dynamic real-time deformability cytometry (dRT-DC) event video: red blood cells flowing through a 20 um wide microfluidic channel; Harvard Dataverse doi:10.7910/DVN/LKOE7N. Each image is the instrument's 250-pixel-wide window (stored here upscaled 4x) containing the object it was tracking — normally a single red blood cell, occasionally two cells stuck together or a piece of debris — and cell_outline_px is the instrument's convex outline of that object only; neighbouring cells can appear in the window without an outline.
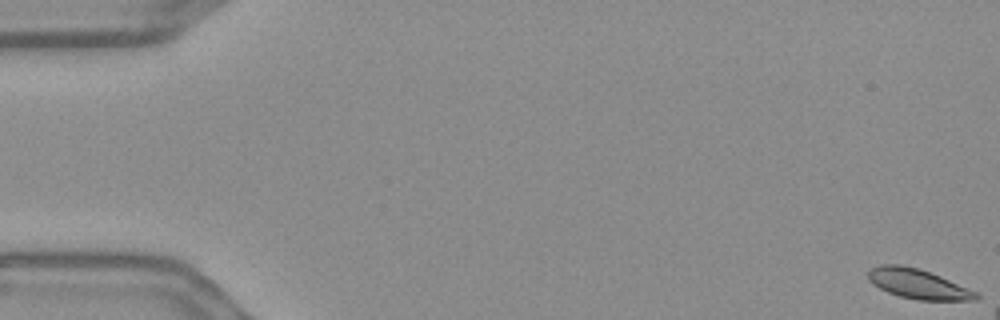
{"species": "Egyptian fruit bat (a non-hibernating species)", "species_latin": "Rousettus aegyptiacus", "temperature_condition": "warm", "stored_images_in_passage": 13, "camera_frame_rate_fps": 3000, "um_per_image_px": 0.085, "frame": {"image": 1, "passage_image": 1, "time_ms": 0.0, "image_size_px": [1000, 320], "cell_outline_px": [[980, 296], [976, 300], [916, 300], [900, 296], [888, 292], [872, 284], [868, 280], [868, 268], [880, 264], [900, 264], [916, 268], [940, 276], [976, 292]], "centroid_in_image_um": [77.97, 24.12], "position_along_channel_um": 7.0, "area_um2": 18.55}}